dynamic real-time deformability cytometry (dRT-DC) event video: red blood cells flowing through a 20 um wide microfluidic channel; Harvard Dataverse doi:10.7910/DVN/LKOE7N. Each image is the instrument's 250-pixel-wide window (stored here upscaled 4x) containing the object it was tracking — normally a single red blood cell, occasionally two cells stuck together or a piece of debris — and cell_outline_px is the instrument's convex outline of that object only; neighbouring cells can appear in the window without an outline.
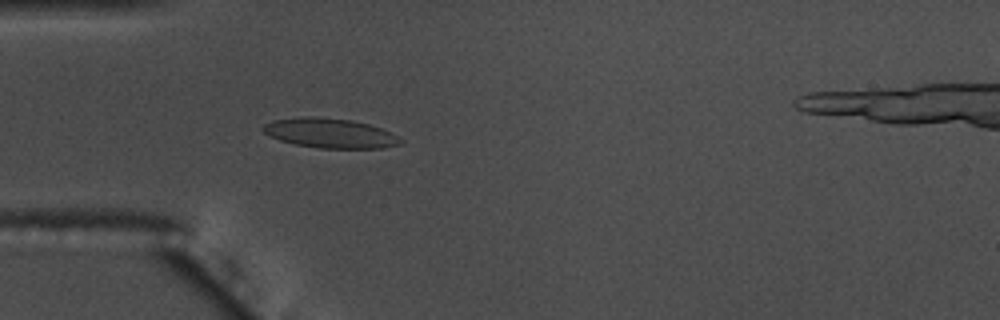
{"species": "common noctule bat (a hibernating species)", "species_latin": "Nyctalus noctula", "temperature_condition": "warm", "stored_images_in_passage": 53, "camera_frame_rate_fps": 3000, "um_per_image_px": 0.085, "animal": {"sex": "male", "body_mass_g": 17.5, "forearm_length_mm": 52.3}, "frame": {"image": 1, "passage_image": 14, "time_ms": 4.333, "image_size_px": [1000, 320], "cell_outline_px": [[404, 144], [380, 148], [320, 148], [296, 144], [280, 140], [264, 132], [264, 124], [272, 120], [308, 116], [312, 116], [352, 120], [368, 124], [392, 132], [400, 136], [404, 140]], "centroid_in_image_um": [28.14, 11.32], "position_along_channel_um": 56.9, "area_um2": 23.7}}
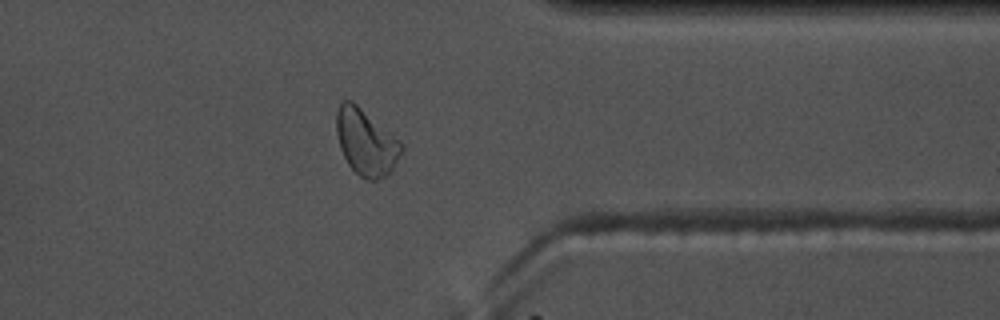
{"frame": {"image": 2, "passage_image": 42, "time_ms": 13.667, "image_size_px": [1000, 320], "cell_outline_px": [[404, 148], [392, 172], [388, 176], [376, 180], [364, 180], [348, 164], [340, 148], [336, 132], [336, 112], [340, 104], [344, 100], [352, 100], [400, 140], [404, 144]], "centroid_in_image_um": [31.13, 12.11], "position_along_channel_um": 380.3, "area_um2": 25.32}}
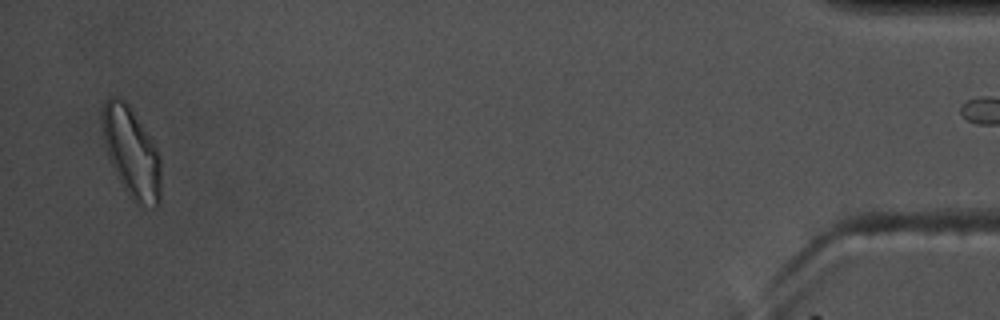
{"frame": {"image": 3, "passage_image": 52, "time_ms": 17.0, "image_size_px": [1000, 320], "cell_outline_px": [[160, 204], [156, 208], [136, 208], [128, 196], [108, 156], [104, 144], [100, 120], [100, 112], [104, 100], [112, 96], [116, 96], [124, 100], [128, 104], [152, 140], [160, 156]], "centroid_in_image_um": [11.16, 13.0], "position_along_channel_um": 424.0, "area_um2": 31.44}}